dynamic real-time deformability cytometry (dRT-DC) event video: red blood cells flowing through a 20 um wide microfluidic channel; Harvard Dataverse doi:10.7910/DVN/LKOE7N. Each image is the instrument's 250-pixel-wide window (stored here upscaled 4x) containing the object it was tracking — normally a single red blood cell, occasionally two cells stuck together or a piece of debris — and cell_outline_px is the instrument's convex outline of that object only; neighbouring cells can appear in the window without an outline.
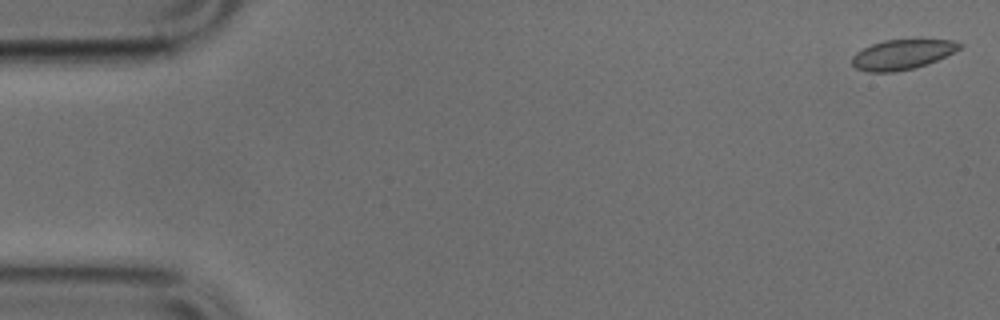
{"species": "common noctule bat (a hibernating species)", "species_latin": "Nyctalus noctula", "temperature_condition": "cold", "stored_images_in_passage": 3, "camera_frame_rate_fps": 3000, "um_per_image_px": 0.085, "animal": {"sex": "male", "body_mass_g": 17.9, "forearm_length_mm": 54.2}, "frame": {"image": 1, "passage_image": 1, "time_ms": 0.0, "image_size_px": [1000, 320], "cell_outline_px": [[964, 44], [960, 48], [928, 64], [912, 68], [892, 72], [868, 72], [856, 68], [852, 64], [852, 56], [856, 52], [872, 44], [884, 40], [952, 40]], "centroid_in_image_um": [76.66, 4.63], "position_along_channel_um": 8.3, "area_um2": 18.44}}